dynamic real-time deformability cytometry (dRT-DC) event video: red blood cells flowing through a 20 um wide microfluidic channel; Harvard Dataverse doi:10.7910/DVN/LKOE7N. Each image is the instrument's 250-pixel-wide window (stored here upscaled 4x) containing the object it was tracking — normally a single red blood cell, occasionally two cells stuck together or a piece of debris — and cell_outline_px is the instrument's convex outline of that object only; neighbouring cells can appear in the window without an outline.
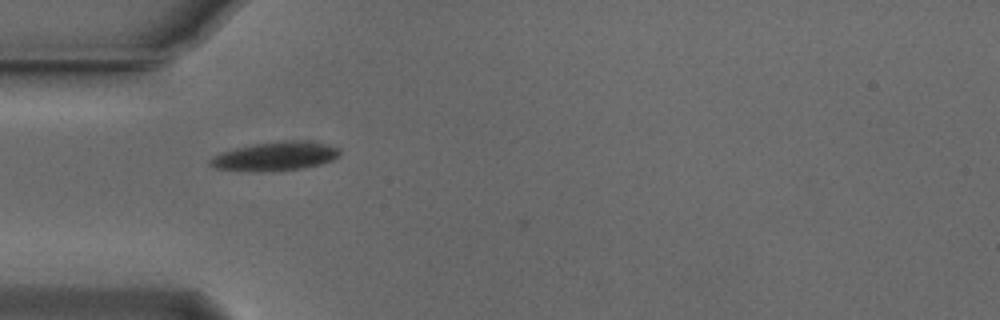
{"species": "Egyptian fruit bat (a non-hibernating species)", "species_latin": "Rousettus aegyptiacus", "temperature_condition": "cold", "stored_images_in_passage": 4, "camera_frame_rate_fps": 3000, "um_per_image_px": 0.085, "animal": {"sex": "male"}, "frame": {"image": 1, "passage_image": 3, "time_ms": 0.667, "image_size_px": [1000, 320], "cell_outline_px": [[340, 156], [332, 160], [320, 164], [296, 168], [216, 168], [208, 164], [208, 160], [212, 156], [220, 152], [236, 148], [256, 144], [280, 140], [304, 140], [328, 144], [340, 148]], "centroid_in_image_um": [23.48, 13.2], "position_along_channel_um": 61.5, "area_um2": 20.58}}